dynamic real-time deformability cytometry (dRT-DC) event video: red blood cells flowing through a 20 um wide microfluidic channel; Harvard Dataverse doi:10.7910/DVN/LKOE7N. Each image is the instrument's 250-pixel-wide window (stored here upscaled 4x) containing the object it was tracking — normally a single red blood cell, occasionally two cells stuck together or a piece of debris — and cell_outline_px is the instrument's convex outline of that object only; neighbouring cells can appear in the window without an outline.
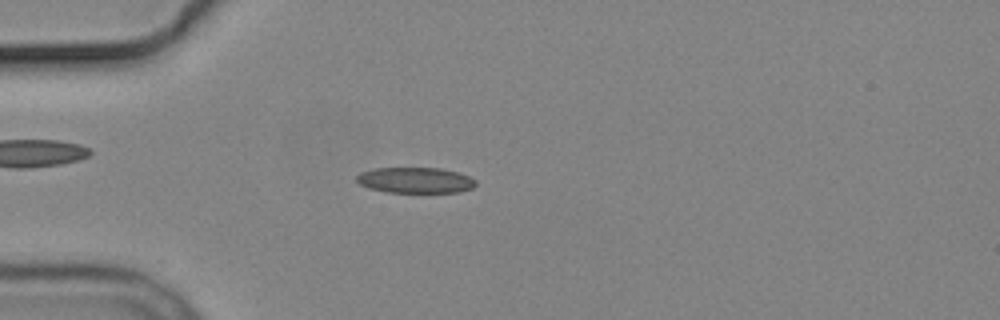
{"species": "common noctule bat (a hibernating species)", "species_latin": "Nyctalus noctula", "temperature_condition": "cold", "stored_images_in_passage": 4, "camera_frame_rate_fps": 3000, "um_per_image_px": 0.085, "animal": {"sex": "male", "body_mass_g": 19.2, "forearm_length_mm": 51.8}, "frame": {"image": 1, "passage_image": 4, "time_ms": 3.667, "image_size_px": [1000, 320], "cell_outline_px": [[476, 184], [472, 188], [460, 192], [388, 192], [368, 188], [360, 184], [356, 180], [356, 176], [360, 172], [376, 168], [440, 168], [456, 172], [468, 176], [476, 180]], "centroid_in_image_um": [35.29, 15.32], "position_along_channel_um": 49.7, "area_um2": 17.8}}